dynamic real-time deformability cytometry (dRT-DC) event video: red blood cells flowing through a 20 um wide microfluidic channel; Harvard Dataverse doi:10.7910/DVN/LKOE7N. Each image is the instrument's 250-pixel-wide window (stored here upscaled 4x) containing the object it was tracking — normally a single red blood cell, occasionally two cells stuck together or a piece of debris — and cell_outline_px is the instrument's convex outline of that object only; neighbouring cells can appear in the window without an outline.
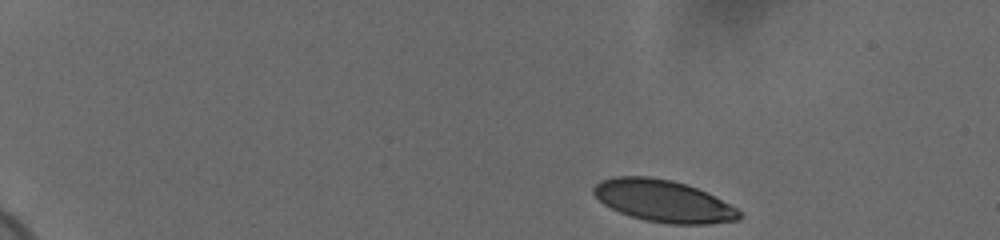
{"species": "human", "species_latin": "Homo sapiens", "temperature_condition": "cold", "stored_images_in_passage": 49, "camera_frame_rate_fps": 3000, "um_per_image_px": 0.085, "donor": {"sex": "female"}, "frame": {"image": 1, "passage_image": 1, "time_ms": 0.0, "image_size_px": [1000, 240], "cell_outline_px": [[744, 216], [740, 220], [708, 224], [668, 224], [644, 220], [620, 212], [604, 204], [592, 192], [592, 188], [600, 180], [612, 176], [648, 176], [672, 180], [696, 188], [736, 208]], "centroid_in_image_um": [56.37, 17.09], "position_along_channel_um": 28.6, "area_um2": 35.43}}
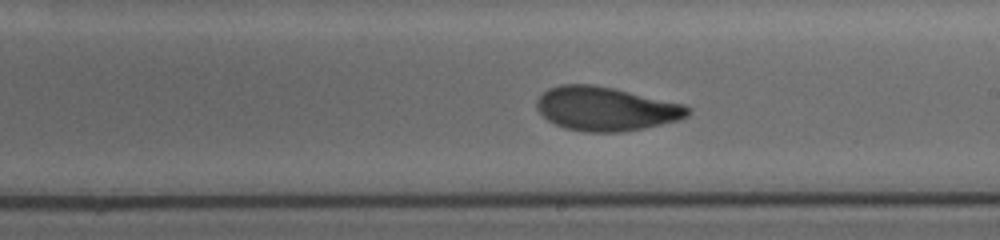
{"frame": {"image": 2, "passage_image": 28, "time_ms": 9.0, "image_size_px": [1000, 240], "cell_outline_px": [[692, 108], [688, 116], [676, 120], [644, 128], [620, 132], [584, 132], [564, 128], [548, 120], [536, 108], [536, 100], [548, 88], [560, 84], [588, 84], [612, 88], [684, 104]], "centroid_in_image_um": [51.48, 9.25], "position_along_channel_um": 237.5, "area_um2": 38.44}}
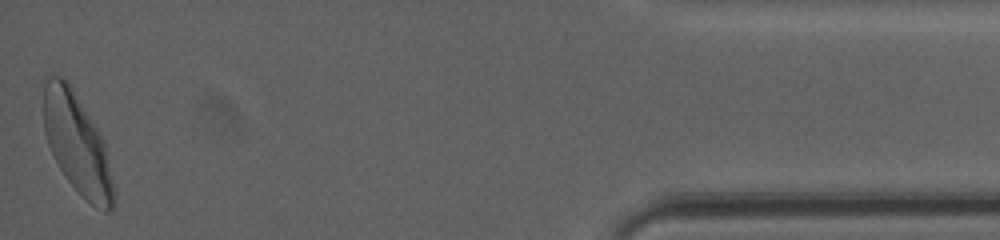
{"frame": {"image": 3, "passage_image": 49, "time_ms": 16.0, "image_size_px": [1000, 240], "cell_outline_px": [[116, 196], [112, 208], [108, 212], [104, 212], [96, 208], [84, 200], [68, 180], [60, 168], [48, 144], [44, 132], [44, 76], [60, 76], [72, 88], [100, 132], [104, 140]], "centroid_in_image_um": [6.57, 12.27], "position_along_channel_um": 428.6, "area_um2": 40.75}, "authors_computed_cell_mechanics": {"area_um2": 37.9168, "velocity_mm_per_s": 3.6676, "shape_relaxation_time_tau1_ms": 3.7706, "shape_relaxation_time_tau2_ms": 1.534, "deformation_change_tau1": 0.1622, "deformation_change_tau2": 0.0769}}